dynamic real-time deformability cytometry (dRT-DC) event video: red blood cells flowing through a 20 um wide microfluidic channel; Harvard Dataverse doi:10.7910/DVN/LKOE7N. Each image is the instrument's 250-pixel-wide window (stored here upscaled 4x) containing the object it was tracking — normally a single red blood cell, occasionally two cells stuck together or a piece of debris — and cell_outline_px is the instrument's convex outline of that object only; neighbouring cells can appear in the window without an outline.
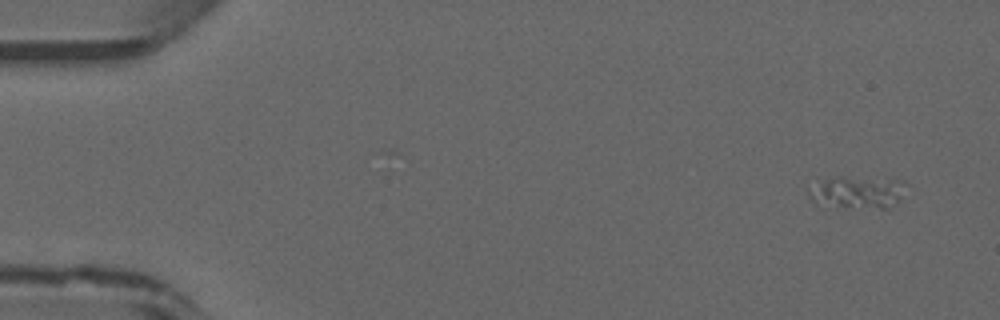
{"species": "common noctule bat (a hibernating species)", "species_latin": "Nyctalus noctula", "temperature_condition": "warm", "stored_images_in_passage": 46, "camera_frame_rate_fps": 3000, "um_per_image_px": 0.085, "animal": {"sex": "male", "forearm_length_mm": 52.5}, "frame": {"image": 1, "passage_image": 1, "time_ms": 0.0, "image_size_px": [1000, 320], "cell_outline_px": [[908, 184], [896, 204], [888, 208], [880, 208], [840, 204], [812, 200], [808, 192], [824, 180], [840, 176], [904, 180]], "centroid_in_image_um": [73.06, 16.28], "position_along_channel_um": 11.9, "area_um2": 17.17}}
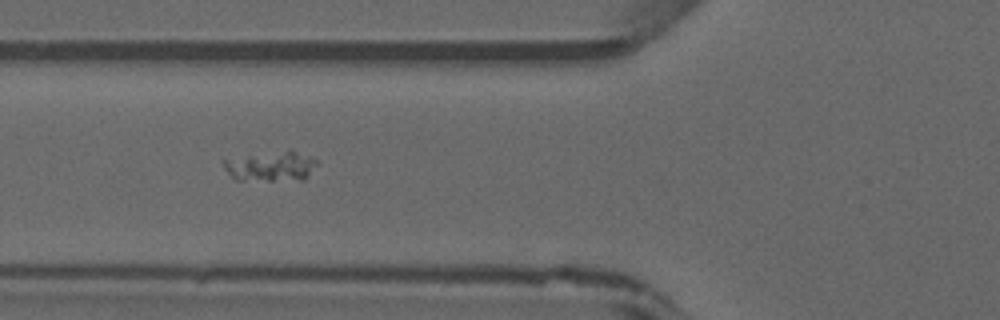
{"frame": {"image": 2, "passage_image": 16, "time_ms": 5.0, "image_size_px": [1000, 320], "cell_outline_px": [[320, 164], [304, 180], [236, 180], [224, 168], [224, 160], [292, 148], [316, 160]], "centroid_in_image_um": [23.13, 14.12], "position_along_channel_um": 102.7, "area_um2": 16.36}}
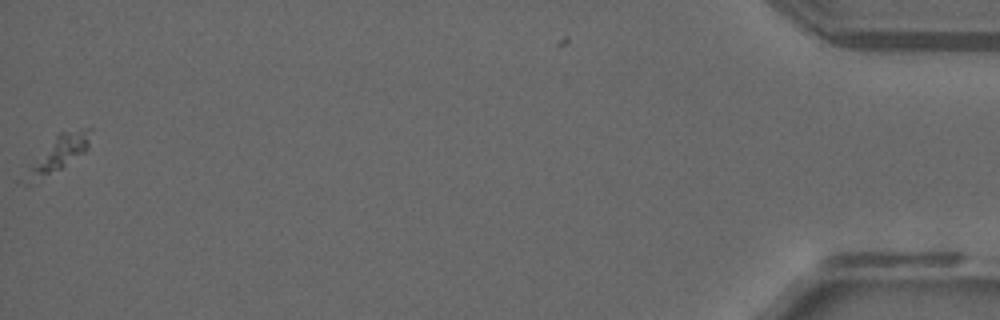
{"frame": {"image": 3, "passage_image": 45, "time_ms": 14.667, "image_size_px": [1000, 320], "cell_outline_px": [[92, 128], [88, 148], [84, 152], [60, 168], [28, 184], [24, 184], [24, 180], [28, 164], [60, 132], [80, 128]], "centroid_in_image_um": [4.96, 13.03], "position_along_channel_um": 430.2, "area_um2": 13.01}}